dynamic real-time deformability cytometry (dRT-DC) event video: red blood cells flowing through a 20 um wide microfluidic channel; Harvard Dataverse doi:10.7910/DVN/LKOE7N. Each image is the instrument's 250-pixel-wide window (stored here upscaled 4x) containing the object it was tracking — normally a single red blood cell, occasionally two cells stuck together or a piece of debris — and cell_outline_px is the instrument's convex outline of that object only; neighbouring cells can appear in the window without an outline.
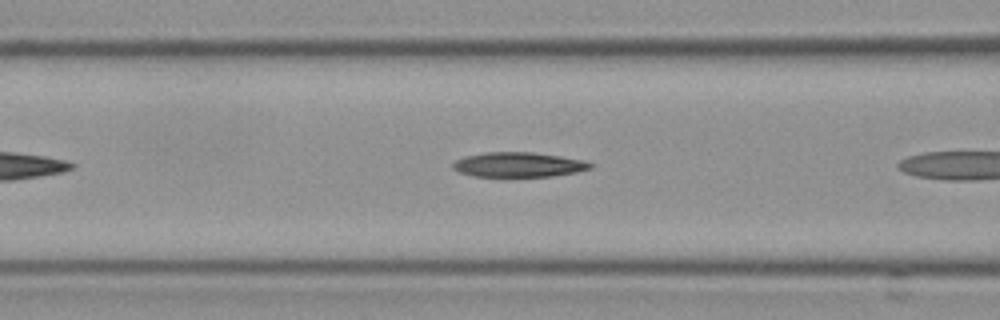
{"species": "Egyptian fruit bat (a non-hibernating species)", "species_latin": "Rousettus aegyptiacus", "temperature_condition": "cold", "stored_images_in_passage": 7, "camera_frame_rate_fps": 3000, "um_per_image_px": 0.085, "frame": {"image": 1, "passage_image": 6, "time_ms": 1.667, "image_size_px": [1000, 320], "cell_outline_px": [[592, 168], [576, 172], [552, 176], [472, 176], [460, 172], [452, 168], [452, 164], [456, 160], [464, 156], [488, 152], [532, 152], [560, 156], [580, 160], [592, 164]], "centroid_in_image_um": [44.03, 13.99], "position_along_channel_um": 122.6, "area_um2": 19.59}}